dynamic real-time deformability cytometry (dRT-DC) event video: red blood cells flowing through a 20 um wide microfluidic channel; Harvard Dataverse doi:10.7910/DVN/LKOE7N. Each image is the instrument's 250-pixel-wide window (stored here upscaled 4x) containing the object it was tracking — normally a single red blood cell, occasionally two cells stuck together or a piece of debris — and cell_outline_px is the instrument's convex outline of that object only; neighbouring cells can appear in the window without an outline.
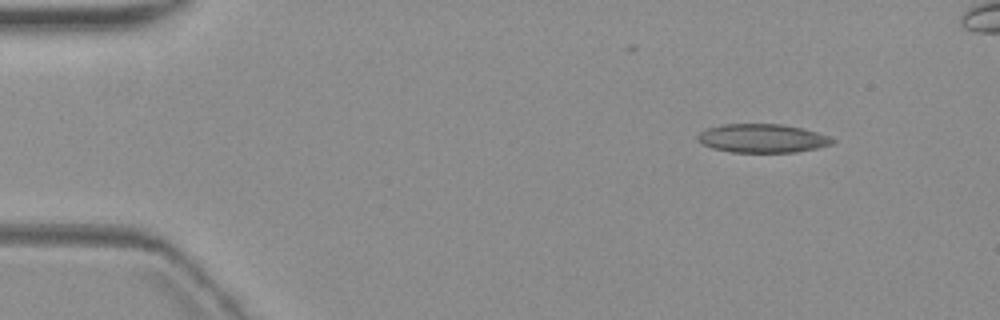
{"species": "common noctule bat (a hibernating species)", "species_latin": "Nyctalus noctula", "temperature_condition": "warm", "stored_images_in_passage": 5, "camera_frame_rate_fps": 3000, "um_per_image_px": 0.085, "animal": {"sex": "female", "body_mass_g": 19.3, "forearm_length_mm": 54.1}, "frame": {"image": 1, "passage_image": 1, "time_ms": 0.0, "image_size_px": [1000, 320], "cell_outline_px": [[836, 140], [832, 144], [816, 148], [796, 152], [732, 152], [712, 148], [704, 144], [696, 136], [700, 132], [708, 128], [724, 124], [784, 124], [816, 132], [828, 136]], "centroid_in_image_um": [64.81, 11.75], "position_along_channel_um": 20.2, "area_um2": 22.25}}